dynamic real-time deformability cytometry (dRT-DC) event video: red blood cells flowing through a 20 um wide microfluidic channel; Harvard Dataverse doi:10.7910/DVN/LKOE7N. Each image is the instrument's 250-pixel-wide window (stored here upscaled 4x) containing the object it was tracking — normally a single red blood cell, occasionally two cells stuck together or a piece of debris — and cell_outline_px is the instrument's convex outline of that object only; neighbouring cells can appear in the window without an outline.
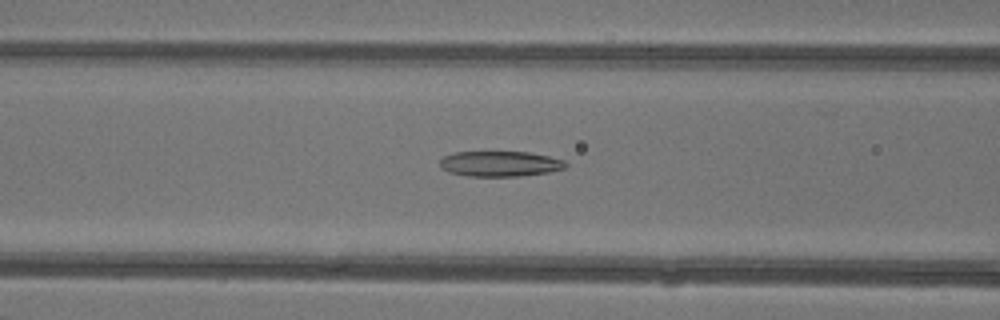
{"species": "common noctule bat (a hibernating species)", "species_latin": "Nyctalus noctula", "temperature_condition": "warm", "stored_images_in_passage": 47, "camera_frame_rate_fps": 3000, "um_per_image_px": 0.085, "animal": {"sex": "female"}, "frame": {"image": 1, "passage_image": 20, "time_ms": 6.333, "image_size_px": [1000, 320], "cell_outline_px": [[568, 164], [564, 168], [548, 172], [520, 176], [468, 176], [448, 172], [440, 168], [440, 160], [444, 156], [452, 152], [528, 152], [548, 156], [564, 160]], "centroid_in_image_um": [42.47, 13.92], "position_along_channel_um": 124.1, "area_um2": 18.61}}
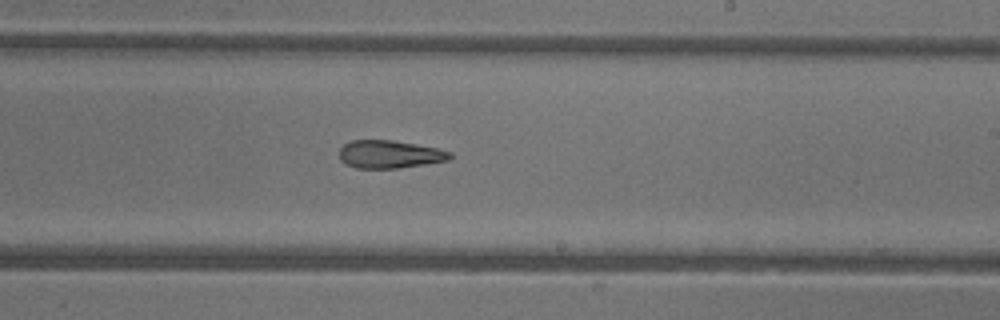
{"frame": {"image": 2, "passage_image": 29, "time_ms": 9.333, "image_size_px": [1000, 320], "cell_outline_px": [[452, 156], [448, 160], [424, 164], [396, 168], [356, 168], [344, 164], [340, 160], [340, 148], [344, 144], [352, 140], [392, 140], [440, 148], [452, 152]], "centroid_in_image_um": [33.11, 13.11], "position_along_channel_um": 255.9, "area_um2": 18.03}}
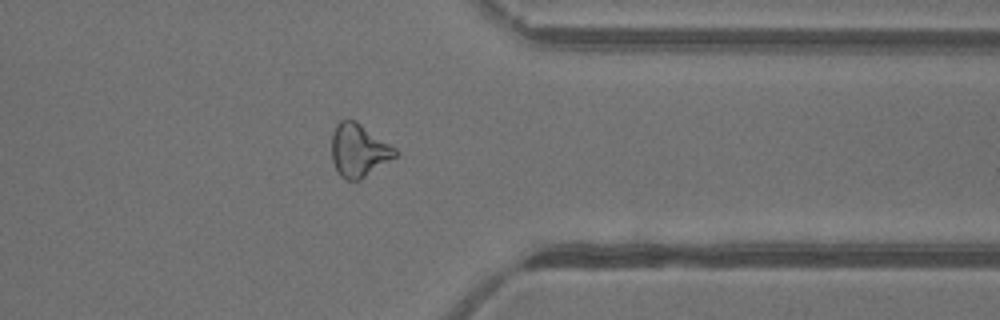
{"frame": {"image": 3, "passage_image": 38, "time_ms": 12.333, "image_size_px": [1000, 320], "cell_outline_px": [[400, 152], [396, 156], [360, 180], [348, 180], [340, 176], [332, 160], [332, 132], [336, 124], [340, 120], [356, 120], [396, 148]], "centroid_in_image_um": [30.49, 12.76], "position_along_channel_um": 380.9, "area_um2": 19.59}, "authors_computed_cell_mechanics": {"area_um2": 20.2878, "velocity_mm_per_s": 4.4038, "shape_relaxation_time_tau1_ms": null, "shape_relaxation_time_tau2_ms": 5.4108, "deformation_change_tau1": null, "deformation_change_tau2": 0.1853}}